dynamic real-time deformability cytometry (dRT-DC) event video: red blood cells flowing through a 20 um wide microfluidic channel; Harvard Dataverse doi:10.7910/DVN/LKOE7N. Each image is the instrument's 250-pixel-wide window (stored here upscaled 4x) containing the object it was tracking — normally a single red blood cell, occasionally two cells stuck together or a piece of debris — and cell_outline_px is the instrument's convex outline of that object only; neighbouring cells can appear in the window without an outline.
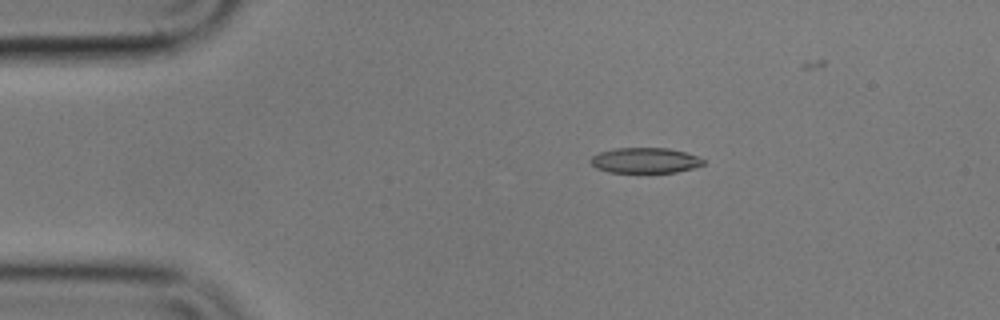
{"species": "common noctule bat (a hibernating species)", "species_latin": "Nyctalus noctula", "temperature_condition": "cold", "stored_images_in_passage": 41, "camera_frame_rate_fps": 3000, "um_per_image_px": 0.085, "animal": {"sex": "male", "body_mass_g": 17.9}, "frame": {"image": 1, "passage_image": 1, "time_ms": 0.0, "image_size_px": [1000, 320], "cell_outline_px": [[704, 164], [692, 168], [676, 172], [608, 172], [596, 168], [588, 160], [592, 156], [600, 152], [616, 148], [668, 148], [684, 152], [696, 156], [704, 160]], "centroid_in_image_um": [54.79, 13.63], "position_along_channel_um": 30.2, "area_um2": 16.53}}
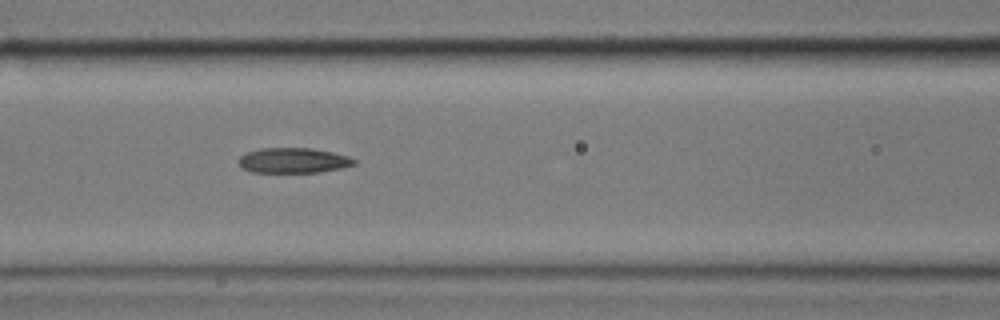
{"frame": {"image": 2, "passage_image": 14, "time_ms": 4.333, "image_size_px": [1000, 320], "cell_outline_px": [[356, 164], [344, 168], [320, 172], [252, 172], [244, 168], [236, 160], [240, 156], [248, 152], [260, 148], [312, 148], [332, 152], [348, 156], [356, 160]], "centroid_in_image_um": [24.96, 13.64], "position_along_channel_um": 141.6, "area_um2": 16.99}}
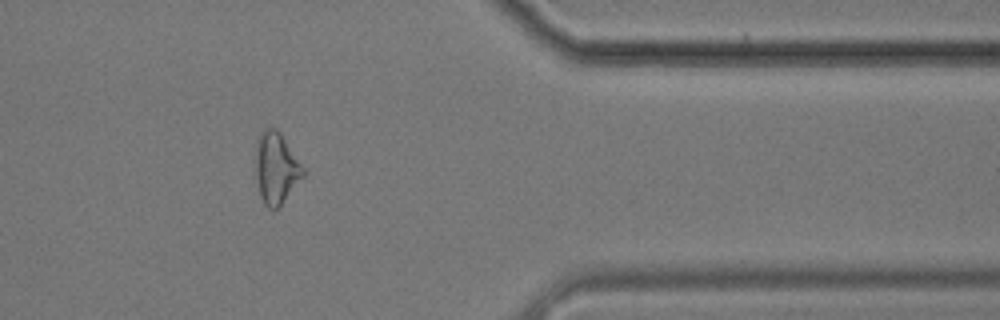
{"frame": {"image": 3, "passage_image": 36, "time_ms": 11.667, "image_size_px": [1000, 320], "cell_outline_px": [[304, 176], [280, 204], [276, 208], [268, 208], [264, 204], [260, 196], [256, 176], [256, 140], [260, 132], [264, 128], [276, 128], [280, 132], [304, 168]], "centroid_in_image_um": [23.45, 14.25], "position_along_channel_um": 387.9, "area_um2": 19.48}, "authors_computed_cell_mechanics": {"area_um2": 17.3978, "velocity_mm_per_s": 3.623, "shape_relaxation_time_tau1_ms": 7.6122, "shape_relaxation_time_tau2_ms": 5.3499, "deformation_change_tau1": 0.1718, "deformation_change_tau2": 0.153}}